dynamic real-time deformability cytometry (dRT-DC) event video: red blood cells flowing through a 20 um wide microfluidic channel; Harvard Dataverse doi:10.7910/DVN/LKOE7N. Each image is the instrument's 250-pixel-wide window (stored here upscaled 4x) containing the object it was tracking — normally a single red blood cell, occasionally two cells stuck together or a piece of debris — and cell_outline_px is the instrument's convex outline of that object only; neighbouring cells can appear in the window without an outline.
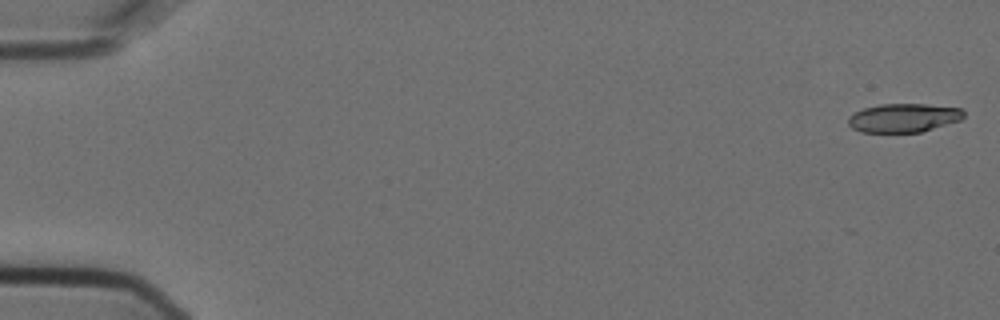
{"species": "Egyptian fruit bat (a non-hibernating species)", "species_latin": "Rousettus aegyptiacus", "temperature_condition": "cold", "stored_images_in_passage": 8, "camera_frame_rate_fps": 3000, "um_per_image_px": 0.085, "animal": {"sex": "female"}, "frame": {"image": 1, "passage_image": 1, "time_ms": 0.0, "image_size_px": [1000, 320], "cell_outline_px": [[964, 116], [960, 120], [920, 132], [860, 132], [852, 128], [848, 124], [848, 116], [864, 108], [880, 104], [924, 104], [960, 108], [964, 112]], "centroid_in_image_um": [76.77, 10.02], "position_along_channel_um": 8.2, "area_um2": 19.19}}
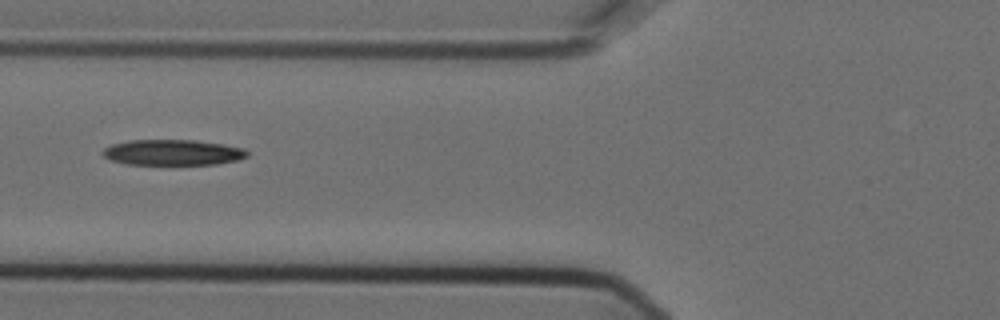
{"frame": {"image": 2, "passage_image": 6, "time_ms": 1.667, "image_size_px": [1000, 320], "cell_outline_px": [[248, 156], [236, 160], [216, 164], [124, 164], [108, 160], [100, 152], [104, 148], [112, 144], [128, 140], [196, 140], [224, 144], [244, 148], [248, 152]], "centroid_in_image_um": [14.64, 12.95], "position_along_channel_um": 111.2, "area_um2": 21.73}}
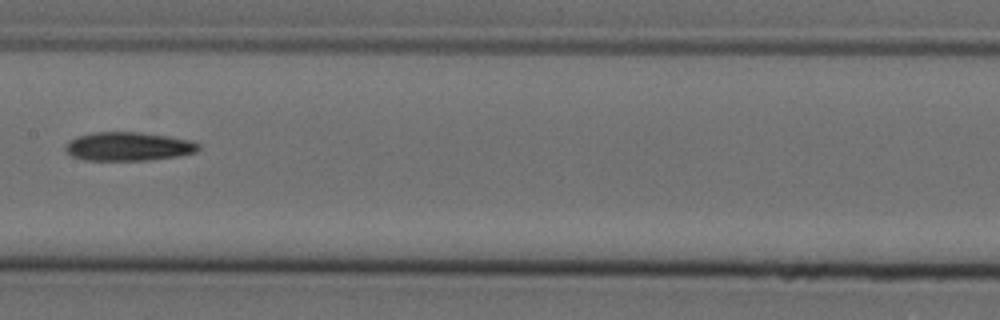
{"frame": {"image": 3, "passage_image": 8, "time_ms": 2.333, "image_size_px": [1000, 320], "cell_outline_px": [[200, 148], [196, 152], [180, 156], [152, 160], [84, 160], [72, 156], [64, 148], [68, 140], [76, 136], [96, 132], [140, 132], [168, 136], [188, 140], [200, 144]], "centroid_in_image_um": [10.91, 12.45], "position_along_channel_um": 196.5, "area_um2": 22.37}}